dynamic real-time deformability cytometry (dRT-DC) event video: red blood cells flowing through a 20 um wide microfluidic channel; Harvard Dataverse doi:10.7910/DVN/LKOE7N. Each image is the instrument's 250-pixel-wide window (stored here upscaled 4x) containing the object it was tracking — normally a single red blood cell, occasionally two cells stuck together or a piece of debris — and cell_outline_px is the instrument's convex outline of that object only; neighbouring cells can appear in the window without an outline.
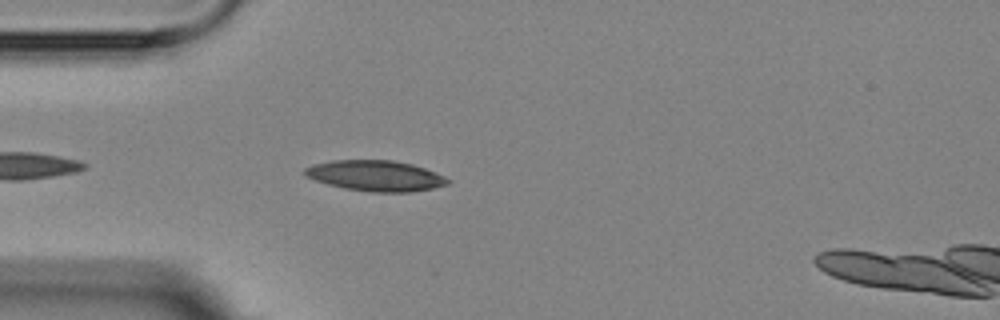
{"species": "Egyptian fruit bat (a non-hibernating species)", "species_latin": "Rousettus aegyptiacus", "temperature_condition": "room temperature", "stored_images_in_passage": 6, "camera_frame_rate_fps": 3000, "um_per_image_px": 0.085, "animal": {"sex": "female"}, "frame": {"image": 1, "passage_image": 5, "time_ms": 4.667, "image_size_px": [1000, 320], "cell_outline_px": [[452, 180], [448, 184], [432, 188], [412, 192], [368, 192], [344, 188], [328, 184], [304, 176], [304, 168], [312, 164], [332, 160], [392, 160], [412, 164], [436, 172]], "centroid_in_image_um": [31.92, 14.94], "position_along_channel_um": 53.1, "area_um2": 25.66}}